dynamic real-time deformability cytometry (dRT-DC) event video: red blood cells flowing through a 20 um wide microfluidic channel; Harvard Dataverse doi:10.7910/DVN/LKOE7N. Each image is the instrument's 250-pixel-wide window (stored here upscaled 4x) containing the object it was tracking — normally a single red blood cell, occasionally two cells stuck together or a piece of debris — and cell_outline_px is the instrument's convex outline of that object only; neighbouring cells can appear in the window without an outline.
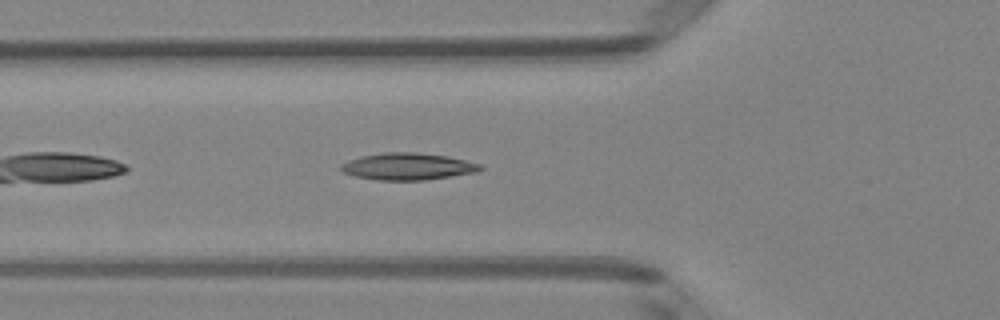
{"species": "Egyptian fruit bat (a non-hibernating species)", "species_latin": "Rousettus aegyptiacus", "temperature_condition": "room temperature", "stored_images_in_passage": 31, "camera_frame_rate_fps": 3000, "um_per_image_px": 0.085, "animal": {"sex": "female"}, "frame": {"image": 1, "passage_image": 4, "time_ms": 1.0, "image_size_px": [1000, 320], "cell_outline_px": [[484, 168], [480, 172], [424, 180], [376, 180], [356, 176], [344, 172], [340, 168], [340, 164], [348, 160], [360, 156], [384, 152], [416, 152], [444, 156], [464, 160], [480, 164]], "centroid_in_image_um": [34.66, 14.15], "position_along_channel_um": 91.1, "area_um2": 21.85}}
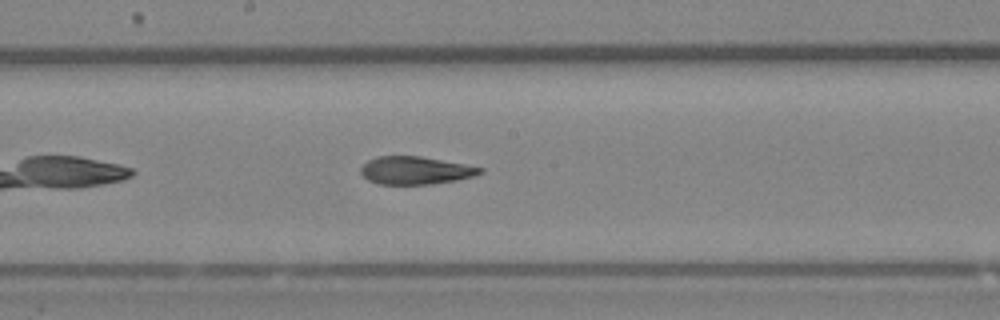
{"frame": {"image": 2, "passage_image": 13, "time_ms": 4.0, "image_size_px": [1000, 320], "cell_outline_px": [[484, 172], [476, 176], [456, 180], [432, 184], [376, 184], [368, 180], [360, 172], [360, 168], [368, 160], [376, 156], [420, 156], [464, 164], [484, 168]], "centroid_in_image_um": [35.32, 14.49], "position_along_channel_um": 212.9, "area_um2": 19.42}}
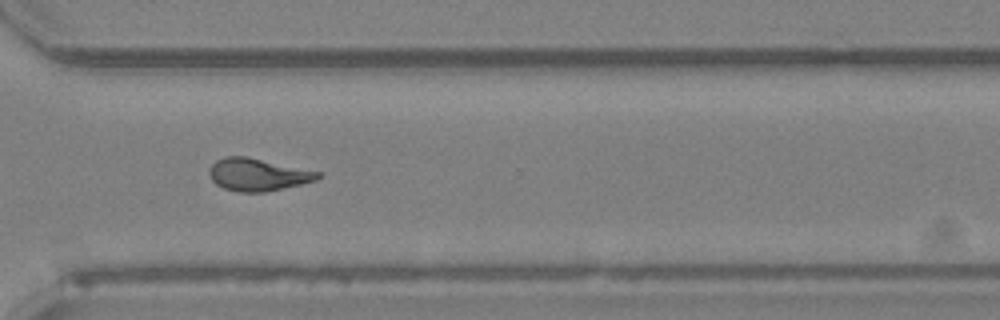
{"frame": {"image": 3, "passage_image": 23, "time_ms": 7.333, "image_size_px": [1000, 320], "cell_outline_px": [[320, 176], [316, 180], [300, 184], [264, 192], [240, 192], [224, 188], [216, 184], [208, 176], [208, 168], [216, 160], [224, 156], [248, 156], [320, 172]], "centroid_in_image_um": [21.85, 14.82], "position_along_channel_um": 348.7, "area_um2": 20.52}, "authors_computed_cell_mechanics": {"area_um2": 19.9988, "velocity_mm_per_s": 4.064, "shape_relaxation_time_tau1_ms": null, "shape_relaxation_time_tau2_ms": 3.3672, "deformation_change_tau1": null, "deformation_change_tau2": 0.1079}}